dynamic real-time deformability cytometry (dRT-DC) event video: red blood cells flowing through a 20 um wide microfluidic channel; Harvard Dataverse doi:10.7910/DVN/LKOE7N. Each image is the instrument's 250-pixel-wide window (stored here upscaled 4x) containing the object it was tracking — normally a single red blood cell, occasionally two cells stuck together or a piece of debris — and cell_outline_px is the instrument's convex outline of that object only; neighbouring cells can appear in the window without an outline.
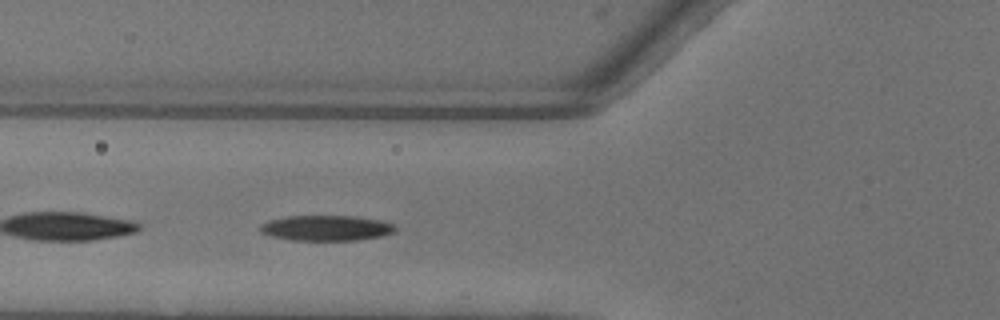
{"species": "common noctule bat (a hibernating species)", "species_latin": "Nyctalus noctula", "temperature_condition": "warm", "stored_images_in_passage": 37, "camera_frame_rate_fps": 3000, "um_per_image_px": 0.085, "animal": {"sex": "female"}, "frame": {"image": 1, "passage_image": 6, "time_ms": 1.667, "image_size_px": [1000, 320], "cell_outline_px": [[396, 228], [392, 232], [380, 236], [356, 240], [292, 240], [268, 236], [260, 232], [260, 224], [268, 220], [288, 216], [352, 216], [376, 220], [392, 224]], "centroid_in_image_um": [27.63, 19.38], "position_along_channel_um": 98.2, "area_um2": 19.77}, "authors_computed_cell_mechanics": {"area_um2": 20.1722, "velocity_mm_per_s": 4.0746, "shape_relaxation_time_tau1_ms": 2.7567, "shape_relaxation_time_tau2_ms": 5.8358, "deformation_change_tau1": 0.148, "deformation_change_tau2": 0.0865}}